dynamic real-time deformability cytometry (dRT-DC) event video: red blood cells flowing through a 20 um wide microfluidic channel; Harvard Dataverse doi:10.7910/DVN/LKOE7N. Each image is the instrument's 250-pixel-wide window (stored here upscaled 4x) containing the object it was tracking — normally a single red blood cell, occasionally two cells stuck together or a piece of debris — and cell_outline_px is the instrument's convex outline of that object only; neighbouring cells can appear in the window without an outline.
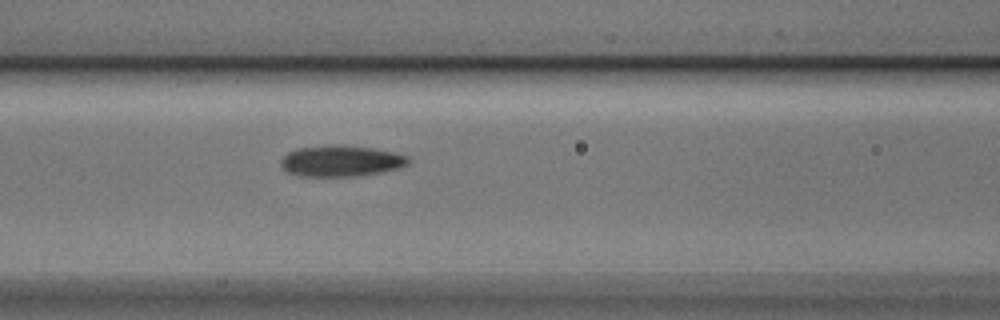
{"species": "Egyptian fruit bat (a non-hibernating species)", "species_latin": "Rousettus aegyptiacus", "temperature_condition": "cold", "stored_images_in_passage": 5, "camera_frame_rate_fps": 3000, "um_per_image_px": 0.085, "animal": {"sex": "male"}, "frame": {"image": 1, "passage_image": 5, "time_ms": 1.333, "image_size_px": [1000, 320], "cell_outline_px": [[412, 160], [408, 164], [400, 168], [384, 172], [360, 176], [300, 176], [288, 172], [280, 164], [280, 160], [288, 152], [296, 148], [328, 144], [372, 148], [392, 152], [408, 156]], "centroid_in_image_um": [29.0, 13.68], "position_along_channel_um": 137.6, "area_um2": 23.29}}